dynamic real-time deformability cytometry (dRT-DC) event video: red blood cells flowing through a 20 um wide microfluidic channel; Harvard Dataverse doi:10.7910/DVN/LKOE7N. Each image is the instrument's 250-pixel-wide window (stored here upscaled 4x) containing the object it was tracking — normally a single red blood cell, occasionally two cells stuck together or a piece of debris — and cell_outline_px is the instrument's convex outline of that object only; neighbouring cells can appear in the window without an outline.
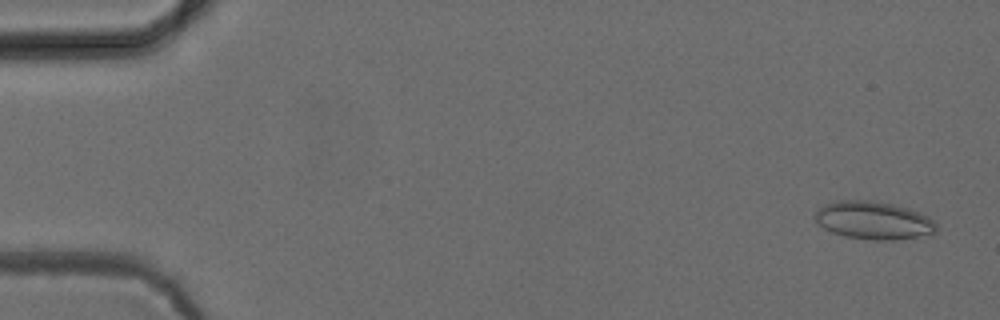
{"species": "common noctule bat (a hibernating species)", "species_latin": "Nyctalus noctula", "temperature_condition": "cold", "stored_images_in_passage": 51, "camera_frame_rate_fps": 3000, "um_per_image_px": 0.085, "animal": {"sex": "female", "body_mass_g": 24.6, "forearm_length_mm": 56.2}, "frame": {"image": 1, "passage_image": 2, "time_ms": 0.333, "image_size_px": [1000, 320], "cell_outline_px": [[936, 232], [932, 236], [892, 240], [872, 240], [844, 236], [832, 232], [824, 228], [816, 220], [816, 212], [824, 204], [836, 200], [872, 200], [892, 204], [908, 208], [920, 212], [928, 216], [936, 224]], "centroid_in_image_um": [74.31, 18.74], "position_along_channel_um": 10.7, "area_um2": 27.05}}
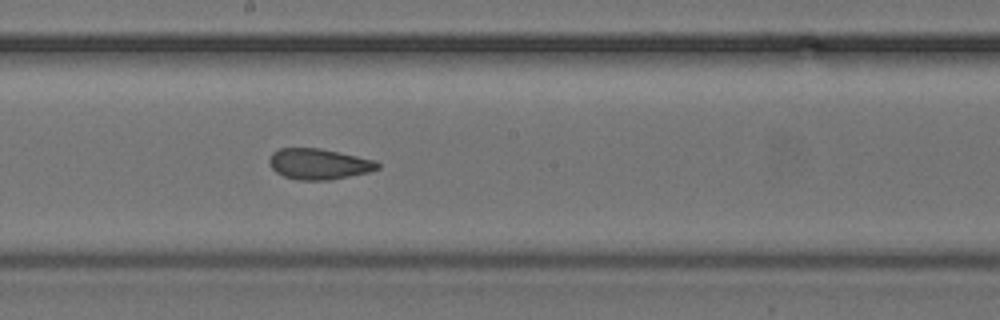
{"frame": {"image": 2, "passage_image": 28, "time_ms": 9.0, "image_size_px": [1000, 320], "cell_outline_px": [[380, 168], [368, 172], [328, 180], [296, 180], [284, 176], [276, 172], [268, 164], [268, 160], [272, 152], [280, 148], [320, 148], [376, 160], [380, 164]], "centroid_in_image_um": [27.08, 13.93], "position_along_channel_um": 221.1, "area_um2": 19.48}}
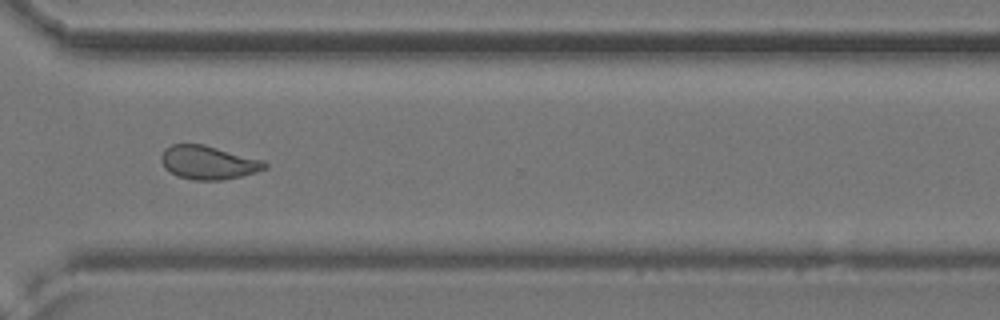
{"frame": {"image": 3, "passage_image": 38, "time_ms": 12.333, "image_size_px": [1000, 320], "cell_outline_px": [[268, 168], [256, 172], [240, 176], [220, 180], [192, 180], [176, 176], [164, 168], [160, 160], [160, 156], [164, 148], [172, 144], [204, 144], [264, 160], [268, 164]], "centroid_in_image_um": [17.68, 13.81], "position_along_channel_um": 352.9, "area_um2": 20.52}}